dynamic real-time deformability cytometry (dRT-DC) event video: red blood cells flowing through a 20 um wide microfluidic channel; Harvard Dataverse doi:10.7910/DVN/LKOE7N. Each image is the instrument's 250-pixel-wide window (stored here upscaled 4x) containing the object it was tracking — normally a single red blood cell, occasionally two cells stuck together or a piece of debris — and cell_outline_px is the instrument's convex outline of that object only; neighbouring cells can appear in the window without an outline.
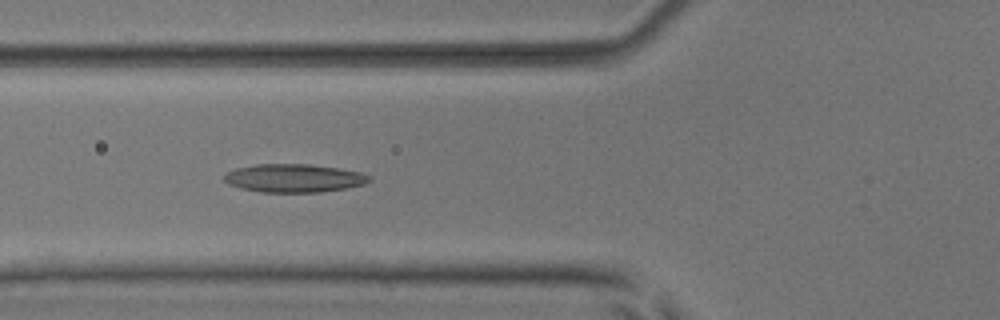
{"species": "common noctule bat (a hibernating species)", "species_latin": "Nyctalus noctula", "temperature_condition": "room temperature", "stored_images_in_passage": 8, "camera_frame_rate_fps": 3000, "um_per_image_px": 0.085, "animal": {"sex": "male", "body_mass_g": 17.9, "forearm_length_mm": 54.2}, "frame": {"image": 1, "passage_image": 6, "time_ms": 6.333, "image_size_px": [1000, 320], "cell_outline_px": [[372, 180], [364, 184], [348, 188], [320, 192], [260, 192], [240, 188], [228, 184], [224, 180], [224, 176], [228, 172], [236, 168], [256, 164], [308, 164], [336, 168], [360, 172], [372, 176]], "centroid_in_image_um": [25.0, 15.15], "position_along_channel_um": 100.8, "area_um2": 23.93}}
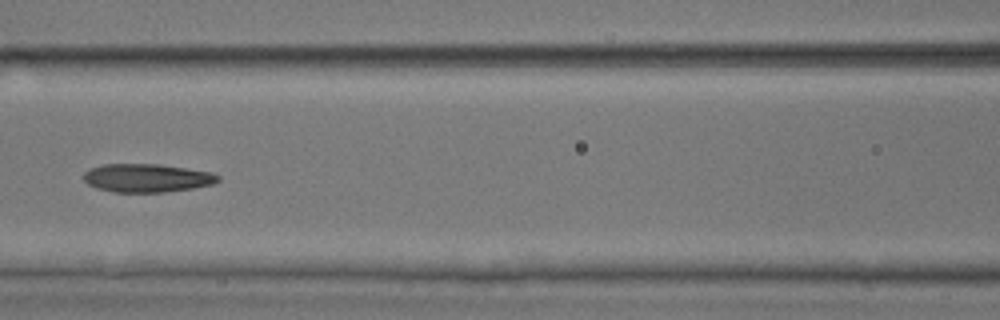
{"frame": {"image": 2, "passage_image": 7, "time_ms": 7.667, "image_size_px": [1000, 320], "cell_outline_px": [[220, 180], [212, 184], [192, 188], [164, 192], [116, 192], [96, 188], [88, 184], [84, 180], [84, 172], [92, 168], [104, 164], [160, 164], [212, 172], [220, 176]], "centroid_in_image_um": [12.5, 15.12], "position_along_channel_um": 154.1, "area_um2": 22.14}}
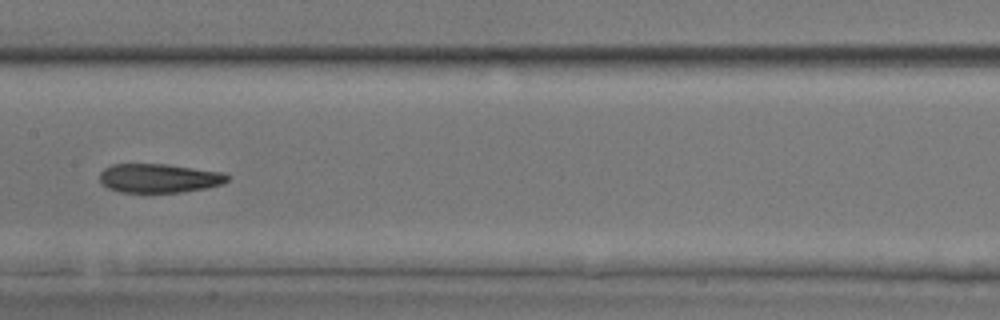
{"frame": {"image": 3, "passage_image": 8, "time_ms": 8.667, "image_size_px": [1000, 320], "cell_outline_px": [[228, 180], [224, 184], [204, 188], [180, 192], [120, 192], [108, 188], [100, 184], [100, 172], [104, 168], [112, 164], [168, 164], [224, 172], [228, 176]], "centroid_in_image_um": [13.51, 15.14], "position_along_channel_um": 193.9, "area_um2": 21.68}}